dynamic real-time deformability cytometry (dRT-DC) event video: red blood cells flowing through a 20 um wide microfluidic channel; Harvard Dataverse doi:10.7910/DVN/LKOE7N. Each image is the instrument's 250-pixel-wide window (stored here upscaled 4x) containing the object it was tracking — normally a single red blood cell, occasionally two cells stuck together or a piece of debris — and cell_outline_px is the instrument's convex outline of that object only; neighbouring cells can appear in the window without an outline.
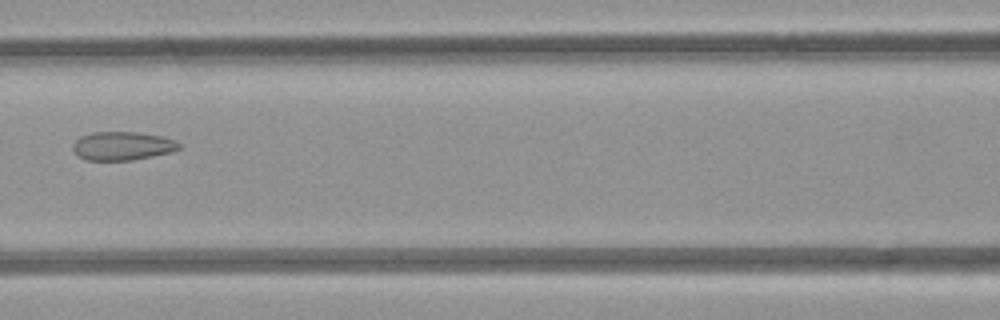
{"species": "common noctule bat (a hibernating species)", "species_latin": "Nyctalus noctula", "temperature_condition": "room temperature", "stored_images_in_passage": 3, "camera_frame_rate_fps": 3000, "um_per_image_px": 0.085, "animal": {"sex": "female", "body_mass_g": 21.9}, "frame": {"image": 1, "passage_image": 3, "time_ms": 2.333, "image_size_px": [1000, 320], "cell_outline_px": [[180, 148], [168, 152], [152, 156], [132, 160], [84, 160], [72, 148], [72, 144], [80, 136], [92, 132], [136, 132], [160, 136], [176, 140], [180, 144]], "centroid_in_image_um": [10.38, 12.4], "position_along_channel_um": 156.2, "area_um2": 17.51}}